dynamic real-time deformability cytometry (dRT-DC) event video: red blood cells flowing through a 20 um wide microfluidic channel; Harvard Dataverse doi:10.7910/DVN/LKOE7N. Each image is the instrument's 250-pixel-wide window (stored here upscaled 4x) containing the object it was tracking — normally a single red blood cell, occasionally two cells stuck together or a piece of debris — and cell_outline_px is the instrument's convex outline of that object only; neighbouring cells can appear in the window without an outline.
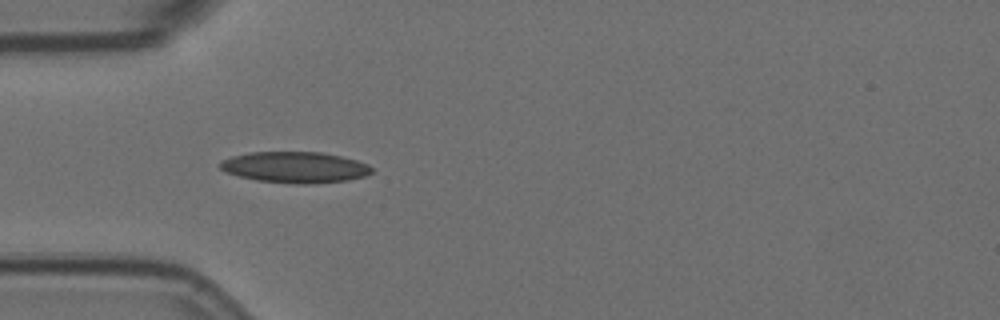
{"species": "Egyptian fruit bat (a non-hibernating species)", "species_latin": "Rousettus aegyptiacus", "temperature_condition": "room temperature", "stored_images_in_passage": 8, "camera_frame_rate_fps": 3000, "um_per_image_px": 0.085, "animal": {"sex": "female"}, "frame": {"image": 1, "passage_image": 5, "time_ms": 1.333, "image_size_px": [1000, 320], "cell_outline_px": [[372, 172], [364, 176], [348, 180], [316, 184], [296, 184], [256, 180], [240, 176], [228, 172], [220, 168], [220, 160], [232, 156], [248, 152], [324, 152], [356, 160], [368, 164], [372, 168]], "centroid_in_image_um": [25.09, 14.22], "position_along_channel_um": 59.9, "area_um2": 27.51}}
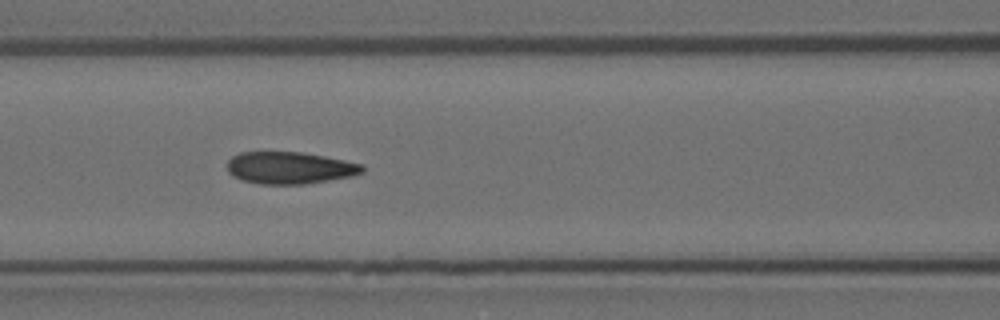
{"frame": {"image": 2, "passage_image": 7, "time_ms": 2.0, "image_size_px": [1000, 320], "cell_outline_px": [[364, 172], [352, 176], [304, 184], [260, 184], [244, 180], [232, 176], [228, 172], [228, 160], [232, 156], [240, 152], [300, 152], [324, 156], [364, 164]], "centroid_in_image_um": [24.63, 14.26], "position_along_channel_um": 142.0, "area_um2": 25.2}}
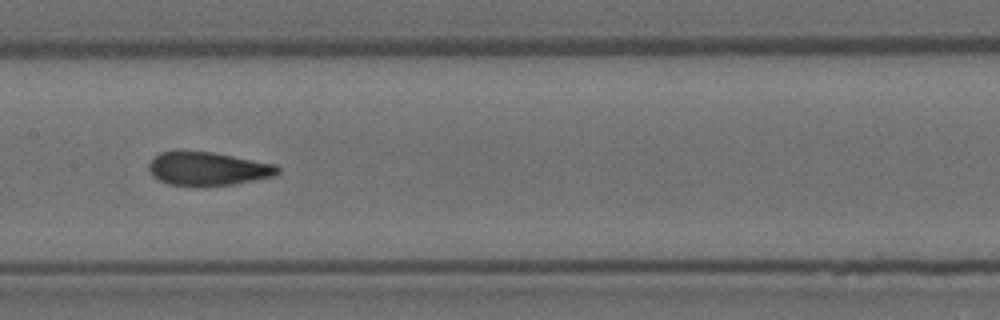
{"frame": {"image": 3, "passage_image": 8, "time_ms": 2.333, "image_size_px": [1000, 320], "cell_outline_px": [[280, 172], [276, 176], [236, 184], [168, 184], [152, 176], [148, 168], [148, 164], [160, 152], [176, 148], [180, 148], [212, 152], [276, 164], [280, 168]], "centroid_in_image_um": [17.66, 14.28], "position_along_channel_um": 189.7, "area_um2": 25.37}}